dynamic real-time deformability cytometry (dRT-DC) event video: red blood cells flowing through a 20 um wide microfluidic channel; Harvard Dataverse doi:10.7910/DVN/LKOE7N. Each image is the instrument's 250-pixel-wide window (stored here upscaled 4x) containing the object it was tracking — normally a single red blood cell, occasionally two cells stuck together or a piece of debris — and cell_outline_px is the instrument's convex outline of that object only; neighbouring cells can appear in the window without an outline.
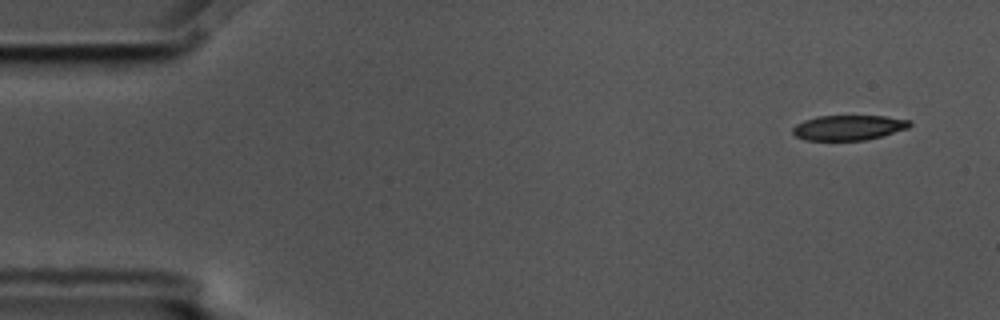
{"species": "common noctule bat (a hibernating species)", "species_latin": "Nyctalus noctula", "temperature_condition": "cold", "stored_images_in_passage": 5, "camera_frame_rate_fps": 3000, "um_per_image_px": 0.085, "animal": {"sex": "male", "body_mass_g": 17.5, "forearm_length_mm": 52.3}, "frame": {"image": 1, "passage_image": 1, "time_ms": 0.0, "image_size_px": [1000, 320], "cell_outline_px": [[912, 124], [908, 128], [880, 136], [864, 140], [804, 140], [796, 136], [792, 132], [792, 128], [796, 124], [804, 120], [816, 116], [884, 116], [912, 120]], "centroid_in_image_um": [72.11, 10.84], "position_along_channel_um": 12.9, "area_um2": 17.05}}
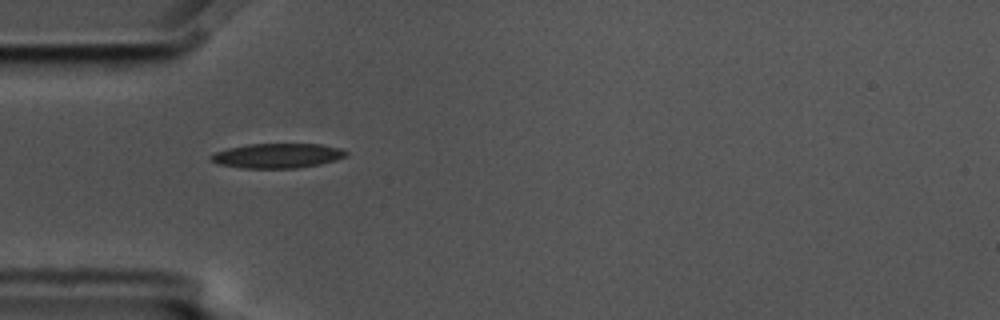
{"frame": {"image": 2, "passage_image": 4, "time_ms": 1.0, "image_size_px": [1000, 320], "cell_outline_px": [[348, 156], [336, 160], [320, 164], [296, 168], [240, 168], [220, 164], [212, 160], [208, 156], [212, 152], [228, 148], [248, 144], [320, 144], [340, 148], [348, 152]], "centroid_in_image_um": [23.57, 13.23], "position_along_channel_um": 61.4, "area_um2": 19.54}}